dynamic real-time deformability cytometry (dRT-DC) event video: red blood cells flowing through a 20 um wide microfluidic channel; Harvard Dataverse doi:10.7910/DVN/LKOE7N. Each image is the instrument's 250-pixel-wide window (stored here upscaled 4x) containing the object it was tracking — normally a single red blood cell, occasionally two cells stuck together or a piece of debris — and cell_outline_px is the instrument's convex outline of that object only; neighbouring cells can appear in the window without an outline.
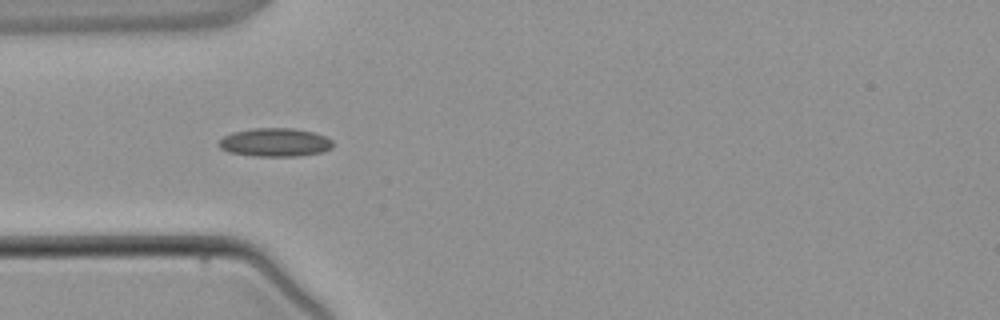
{"species": "common noctule bat (a hibernating species)", "species_latin": "Nyctalus noctula", "temperature_condition": "warm", "stored_images_in_passage": 4, "segment_of_instrument_passage": [2, 2], "camera_frame_rate_fps": 3000, "um_per_image_px": 0.085, "animal": {"sex": "male", "body_mass_g": 21.5, "forearm_length_mm": 52.0}, "frame": {"image": 1, "passage_image": 4, "time_ms": 4.0, "image_size_px": [1000, 320], "cell_outline_px": [[332, 148], [320, 152], [296, 156], [256, 156], [228, 152], [220, 148], [216, 144], [224, 136], [232, 132], [252, 128], [292, 128], [312, 132], [324, 136], [332, 140]], "centroid_in_image_um": [23.33, 12.1], "position_along_channel_um": 61.7, "area_um2": 18.84}}